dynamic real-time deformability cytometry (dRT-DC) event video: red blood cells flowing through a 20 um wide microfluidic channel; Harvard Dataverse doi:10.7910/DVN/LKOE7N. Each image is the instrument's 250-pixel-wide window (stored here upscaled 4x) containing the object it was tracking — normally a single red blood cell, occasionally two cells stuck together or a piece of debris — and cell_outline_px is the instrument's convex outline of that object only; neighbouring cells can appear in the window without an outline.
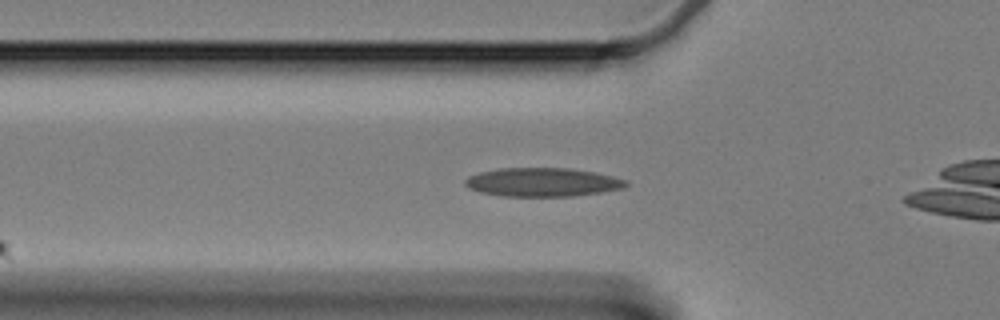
{"species": "Egyptian fruit bat (a non-hibernating species)", "species_latin": "Rousettus aegyptiacus", "temperature_condition": "cold", "stored_images_in_passage": 43, "camera_frame_rate_fps": 3000, "um_per_image_px": 0.085, "animal": {"sex": "female"}, "frame": {"image": 1, "passage_image": 2, "time_ms": 0.333, "image_size_px": [1000, 320], "cell_outline_px": [[628, 184], [624, 188], [600, 192], [572, 196], [500, 196], [480, 192], [468, 188], [464, 184], [464, 180], [468, 176], [480, 172], [500, 168], [568, 168], [596, 172], [628, 180]], "centroid_in_image_um": [46.1, 15.48], "position_along_channel_um": 79.7, "area_um2": 26.99}}